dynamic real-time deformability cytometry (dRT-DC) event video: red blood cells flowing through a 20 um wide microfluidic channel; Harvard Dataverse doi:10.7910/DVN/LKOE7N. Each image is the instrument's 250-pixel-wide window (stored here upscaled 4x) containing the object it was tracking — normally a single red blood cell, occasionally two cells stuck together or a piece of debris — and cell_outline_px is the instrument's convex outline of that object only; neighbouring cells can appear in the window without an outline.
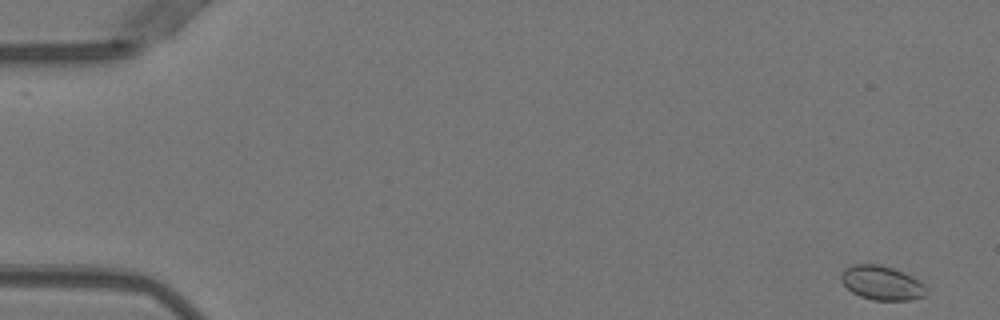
{"species": "Egyptian fruit bat (a non-hibernating species)", "species_latin": "Rousettus aegyptiacus", "temperature_condition": "warm", "stored_images_in_passage": 15, "camera_frame_rate_fps": 3000, "um_per_image_px": 0.085, "animal": {"sex": "female"}, "frame": {"image": 1, "passage_image": 1, "time_ms": 0.0, "image_size_px": [1000, 320], "cell_outline_px": [[928, 292], [924, 296], [912, 300], [872, 300], [860, 296], [852, 292], [840, 280], [840, 272], [844, 268], [852, 264], [880, 264], [904, 272], [920, 280], [928, 288]], "centroid_in_image_um": [74.96, 24.04], "position_along_channel_um": 10.0, "area_um2": 17.28}}
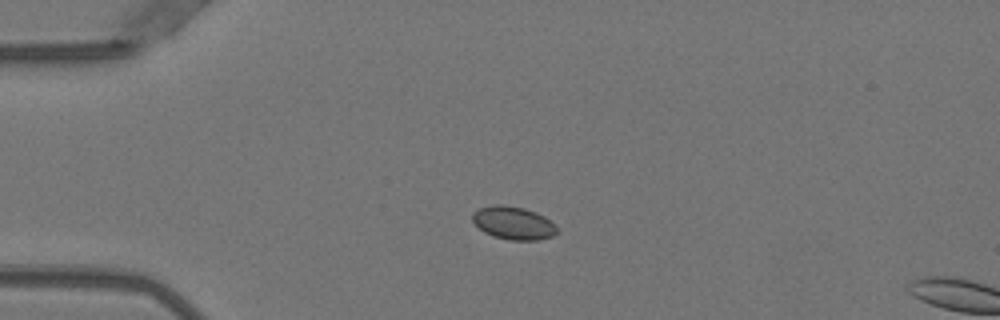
{"frame": {"image": 2, "passage_image": 12, "time_ms": 3.667, "image_size_px": [1000, 320], "cell_outline_px": [[556, 232], [552, 236], [540, 240], [508, 240], [492, 236], [484, 232], [472, 220], [472, 212], [480, 208], [496, 204], [504, 204], [524, 208], [536, 212], [544, 216], [556, 224]], "centroid_in_image_um": [43.63, 18.95], "position_along_channel_um": 41.4, "area_um2": 16.36}}